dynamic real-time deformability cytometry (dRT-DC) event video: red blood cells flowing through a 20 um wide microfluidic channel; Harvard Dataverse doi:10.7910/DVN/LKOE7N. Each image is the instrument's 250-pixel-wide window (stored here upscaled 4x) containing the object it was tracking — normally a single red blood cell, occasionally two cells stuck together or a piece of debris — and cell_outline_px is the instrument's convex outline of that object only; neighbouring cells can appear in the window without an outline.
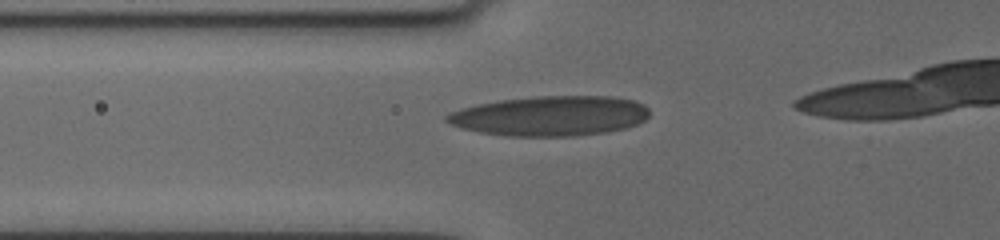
{"species": "human", "species_latin": "Homo sapiens", "temperature_condition": "cold", "stored_images_in_passage": 10, "segment_of_instrument_passage": [1, 2], "camera_frame_rate_fps": 3000, "um_per_image_px": 0.085, "donor": {"sex": "female"}, "frame": {"image": 1, "passage_image": 6, "time_ms": 4.667, "image_size_px": [1000, 240], "cell_outline_px": [[648, 116], [644, 120], [636, 124], [624, 128], [608, 132], [576, 136], [504, 136], [480, 132], [460, 128], [444, 120], [444, 116], [460, 108], [476, 104], [500, 100], [532, 96], [608, 96], [632, 100], [644, 104], [648, 108]], "centroid_in_image_um": [46.74, 9.85], "position_along_channel_um": 79.1, "area_um2": 47.34}}
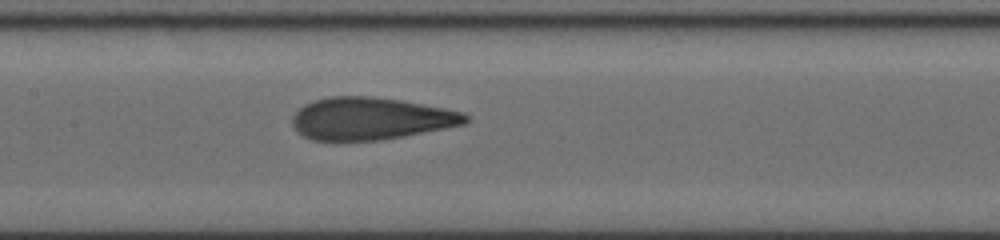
{"frame": {"image": 2, "passage_image": 9, "time_ms": 7.333, "image_size_px": [1000, 240], "cell_outline_px": [[468, 120], [464, 124], [444, 128], [380, 140], [312, 140], [304, 136], [292, 124], [292, 116], [304, 104], [312, 100], [328, 96], [372, 96], [400, 100], [444, 108], [464, 112], [468, 116]], "centroid_in_image_um": [31.48, 10.06], "position_along_channel_um": 175.9, "area_um2": 42.37}}